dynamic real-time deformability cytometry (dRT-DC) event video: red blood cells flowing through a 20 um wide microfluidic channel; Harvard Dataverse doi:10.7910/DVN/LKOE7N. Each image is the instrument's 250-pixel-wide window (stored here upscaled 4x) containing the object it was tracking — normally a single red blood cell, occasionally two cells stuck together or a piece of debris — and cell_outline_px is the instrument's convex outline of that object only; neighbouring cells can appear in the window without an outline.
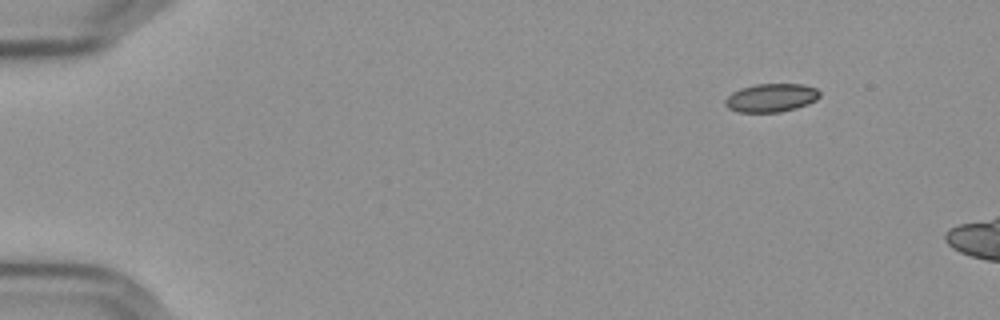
{"species": "Egyptian fruit bat (a non-hibernating species)", "species_latin": "Rousettus aegyptiacus", "temperature_condition": "cold", "stored_images_in_passage": 10, "camera_frame_rate_fps": 3000, "um_per_image_px": 0.085, "frame": {"image": 1, "passage_image": 1, "time_ms": 0.0, "image_size_px": [1000, 320], "cell_outline_px": [[820, 96], [816, 100], [808, 104], [796, 108], [780, 112], [740, 112], [728, 108], [724, 104], [724, 100], [732, 92], [740, 88], [756, 84], [800, 84], [816, 88], [820, 92]], "centroid_in_image_um": [65.54, 8.31], "position_along_channel_um": 19.5, "area_um2": 15.66}}